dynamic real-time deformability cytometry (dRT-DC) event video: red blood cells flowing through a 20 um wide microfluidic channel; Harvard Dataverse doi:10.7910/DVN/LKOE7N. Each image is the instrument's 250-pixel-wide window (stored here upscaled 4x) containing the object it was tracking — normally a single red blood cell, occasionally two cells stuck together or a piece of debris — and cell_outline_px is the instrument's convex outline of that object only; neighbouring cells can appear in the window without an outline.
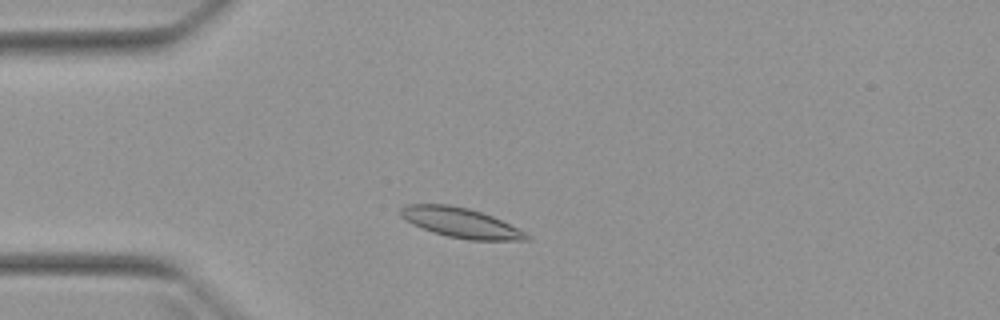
{"species": "Egyptian fruit bat (a non-hibernating species)", "species_latin": "Rousettus aegyptiacus", "temperature_condition": "warm", "stored_images_in_passage": 3, "camera_frame_rate_fps": 3000, "um_per_image_px": 0.085, "animal": {"sex": "female"}, "frame": {"image": 1, "passage_image": 3, "time_ms": 2.333, "image_size_px": [1000, 320], "cell_outline_px": [[532, 240], [468, 240], [448, 236], [432, 232], [412, 224], [404, 220], [400, 216], [400, 208], [408, 204], [448, 204], [468, 208], [492, 216], [532, 236]], "centroid_in_image_um": [39.13, 18.93], "position_along_channel_um": 45.9, "area_um2": 21.79}}